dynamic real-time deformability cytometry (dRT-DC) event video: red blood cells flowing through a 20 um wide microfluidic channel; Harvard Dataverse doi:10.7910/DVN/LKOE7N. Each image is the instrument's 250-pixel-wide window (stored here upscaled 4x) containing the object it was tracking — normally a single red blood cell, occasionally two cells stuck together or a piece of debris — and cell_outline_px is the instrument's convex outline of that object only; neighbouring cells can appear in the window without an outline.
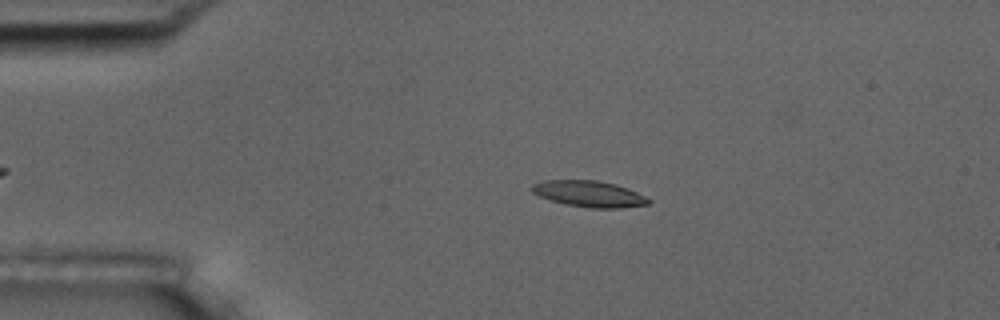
{"species": "common noctule bat (a hibernating species)", "species_latin": "Nyctalus noctula", "temperature_condition": "room temperature", "stored_images_in_passage": 44, "camera_frame_rate_fps": 3000, "um_per_image_px": 0.085, "animal": {"sex": "male", "body_mass_g": 17.5, "forearm_length_mm": 52.3}, "frame": {"image": 1, "passage_image": 7, "time_ms": 2.0, "image_size_px": [1000, 320], "cell_outline_px": [[652, 200], [648, 204], [620, 208], [588, 208], [564, 204], [540, 196], [532, 192], [532, 184], [544, 180], [596, 180], [616, 184], [628, 188]], "centroid_in_image_um": [50.08, 16.48], "position_along_channel_um": 34.9, "area_um2": 17.74}}
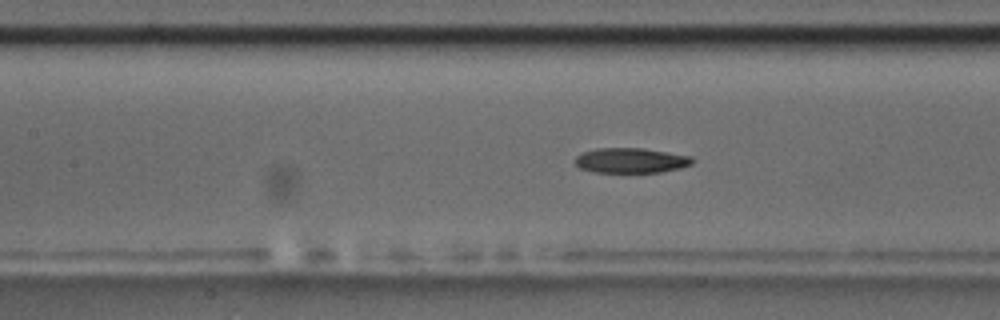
{"frame": {"image": 2, "passage_image": 20, "time_ms": 6.333, "image_size_px": [1000, 320], "cell_outline_px": [[692, 164], [680, 168], [660, 172], [596, 172], [580, 168], [572, 160], [576, 156], [584, 152], [596, 148], [644, 148], [692, 156]], "centroid_in_image_um": [53.61, 13.63], "position_along_channel_um": 153.8, "area_um2": 17.11}}
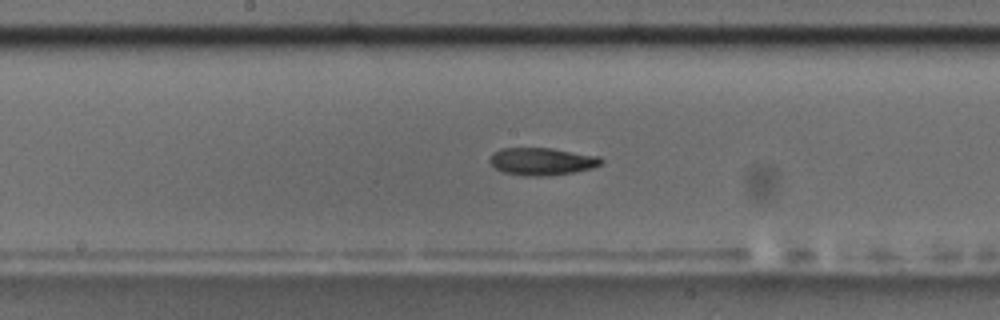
{"frame": {"image": 3, "passage_image": 24, "time_ms": 7.667, "image_size_px": [1000, 320], "cell_outline_px": [[604, 160], [600, 164], [592, 168], [572, 172], [548, 176], [524, 176], [504, 172], [496, 168], [488, 160], [492, 152], [500, 148], [552, 148], [600, 156]], "centroid_in_image_um": [46.05, 13.71], "position_along_channel_um": 202.2, "area_um2": 17.92}, "authors_computed_cell_mechanics": {"area_um2": 17.7157, "velocity_mm_per_s": 3.6579, "shape_relaxation_time_tau1_ms": 4.8551, "shape_relaxation_time_tau2_ms": 3.2522, "deformation_change_tau1": 0.1646, "deformation_change_tau2": 0.0953}}